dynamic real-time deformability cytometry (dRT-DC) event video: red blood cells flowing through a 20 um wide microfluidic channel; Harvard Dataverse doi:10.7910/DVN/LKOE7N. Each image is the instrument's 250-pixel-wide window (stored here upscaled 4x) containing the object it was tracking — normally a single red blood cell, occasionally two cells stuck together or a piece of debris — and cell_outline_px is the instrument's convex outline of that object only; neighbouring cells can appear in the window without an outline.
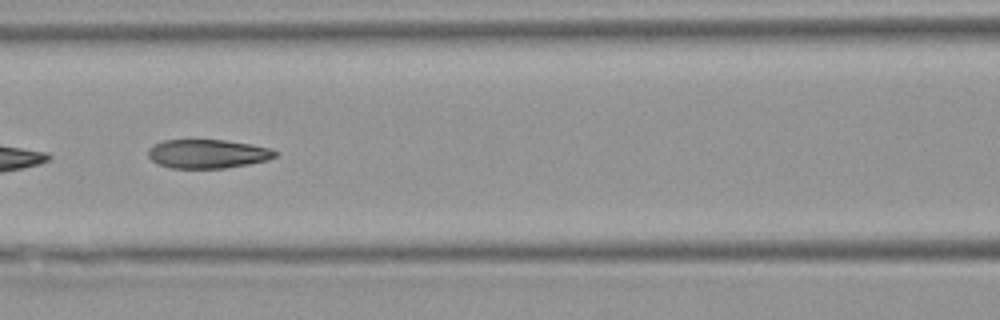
{"species": "Egyptian fruit bat (a non-hibernating species)", "species_latin": "Rousettus aegyptiacus", "temperature_condition": "warm", "stored_images_in_passage": 9, "camera_frame_rate_fps": 3000, "um_per_image_px": 0.085, "animal": {"sex": "female"}, "frame": {"image": 1, "passage_image": 6, "time_ms": 7.0, "image_size_px": [1000, 320], "cell_outline_px": [[280, 152], [276, 156], [268, 160], [248, 164], [224, 168], [168, 168], [156, 164], [148, 156], [148, 148], [152, 144], [164, 140], [224, 140], [248, 144], [268, 148]], "centroid_in_image_um": [17.6, 13.08], "position_along_channel_um": 149.0, "area_um2": 21.44}}
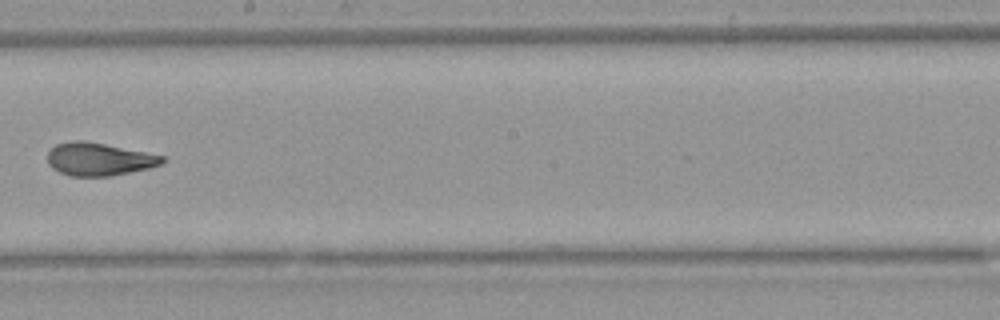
{"frame": {"image": 2, "passage_image": 8, "time_ms": 9.333, "image_size_px": [1000, 320], "cell_outline_px": [[168, 160], [160, 164], [148, 168], [112, 176], [72, 176], [60, 172], [52, 168], [48, 164], [48, 152], [56, 144], [72, 140], [84, 140], [164, 156]], "centroid_in_image_um": [8.4, 13.53], "position_along_channel_um": 239.8, "area_um2": 21.85}}
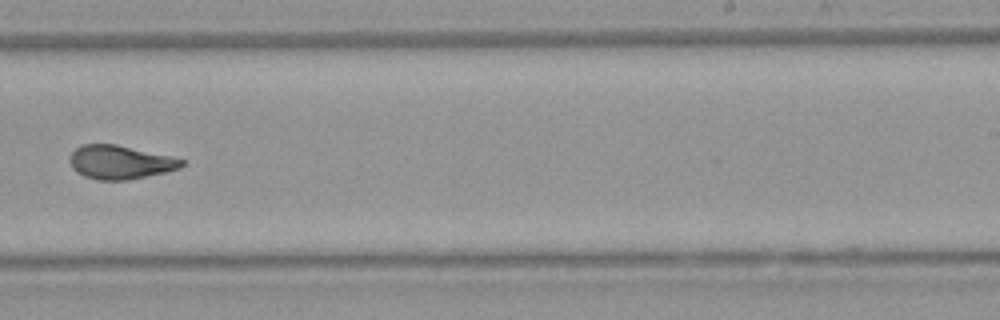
{"frame": {"image": 3, "passage_image": 9, "time_ms": 10.333, "image_size_px": [1000, 320], "cell_outline_px": [[184, 164], [180, 168], [164, 172], [128, 180], [100, 180], [84, 176], [76, 172], [72, 168], [68, 160], [68, 156], [80, 144], [116, 144], [168, 156], [184, 160]], "centroid_in_image_um": [10.14, 13.79], "position_along_channel_um": 278.9, "area_um2": 21.85}}